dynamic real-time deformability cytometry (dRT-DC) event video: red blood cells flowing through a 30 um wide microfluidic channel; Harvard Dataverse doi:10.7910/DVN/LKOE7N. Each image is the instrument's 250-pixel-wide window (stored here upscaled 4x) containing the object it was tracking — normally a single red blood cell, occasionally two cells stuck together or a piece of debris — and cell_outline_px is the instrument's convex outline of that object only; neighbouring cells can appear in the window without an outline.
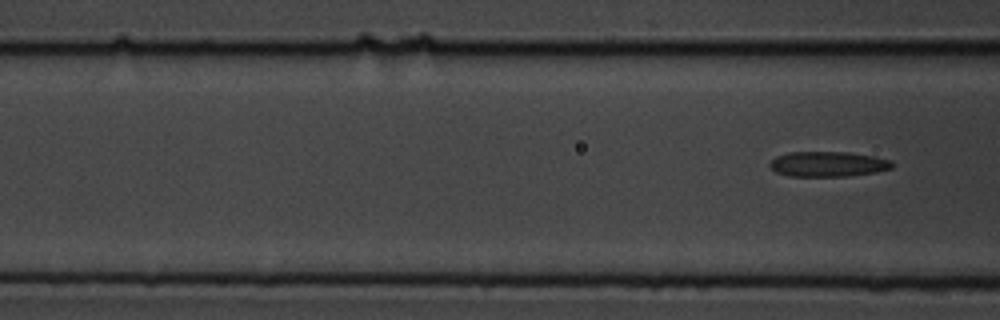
{"species": "common noctule bat (a hibernating species)", "species_latin": "Nyctalus noctula", "temperature_condition": "cold", "stored_images_in_passage": 9, "segment_of_instrument_passage": [2, 2], "camera_frame_rate_fps": 3000, "um_per_image_px": 0.085, "animal": {"sex": "male", "body_mass_g": 19.5, "forearm_length_mm": 54.6}, "frame": {"image": 1, "passage_image": 9, "time_ms": 9.333, "image_size_px": [1000, 320], "cell_outline_px": [[892, 168], [876, 172], [848, 176], [788, 176], [776, 172], [768, 164], [776, 156], [788, 152], [848, 152], [876, 156], [892, 160]], "centroid_in_image_um": [70.39, 13.94], "position_along_channel_um": 96.2, "area_um2": 18.03}}